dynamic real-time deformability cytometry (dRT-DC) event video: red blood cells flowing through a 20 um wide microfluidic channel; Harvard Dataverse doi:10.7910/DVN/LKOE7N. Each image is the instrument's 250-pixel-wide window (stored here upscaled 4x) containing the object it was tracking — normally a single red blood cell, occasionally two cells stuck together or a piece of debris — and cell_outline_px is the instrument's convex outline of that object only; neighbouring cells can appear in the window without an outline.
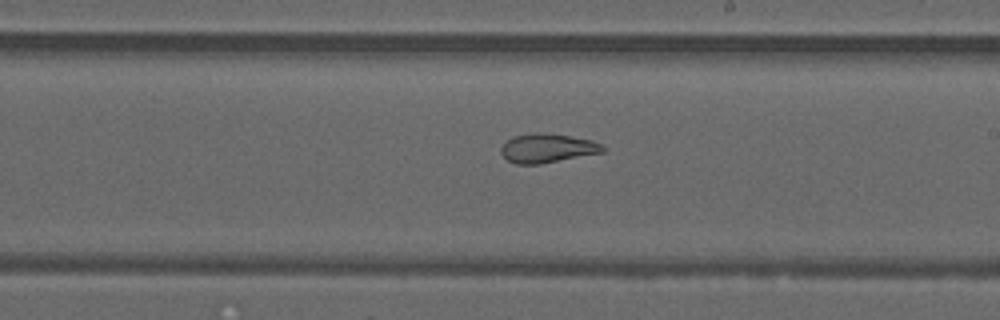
{"species": "common noctule bat (a hibernating species)", "species_latin": "Nyctalus noctula", "temperature_condition": "warm", "stored_images_in_passage": 27, "camera_frame_rate_fps": 3000, "um_per_image_px": 0.085, "animal": {"sex": "male", "forearm_length_mm": 52.5}, "frame": {"image": 1, "passage_image": 13, "time_ms": 4.0, "image_size_px": [1000, 320], "cell_outline_px": [[608, 148], [604, 152], [540, 164], [516, 164], [508, 160], [500, 152], [500, 148], [512, 136], [532, 132], [568, 136], [592, 140]], "centroid_in_image_um": [46.52, 12.6], "position_along_channel_um": 242.5, "area_um2": 17.11}, "authors_computed_cell_mechanics": {"area_um2": 17.2244, "velocity_mm_per_s": 4.2105, "shape_relaxation_time_tau1_ms": null, "shape_relaxation_time_tau2_ms": 1.6675, "deformation_change_tau1": null, "deformation_change_tau2": 0.0839}}